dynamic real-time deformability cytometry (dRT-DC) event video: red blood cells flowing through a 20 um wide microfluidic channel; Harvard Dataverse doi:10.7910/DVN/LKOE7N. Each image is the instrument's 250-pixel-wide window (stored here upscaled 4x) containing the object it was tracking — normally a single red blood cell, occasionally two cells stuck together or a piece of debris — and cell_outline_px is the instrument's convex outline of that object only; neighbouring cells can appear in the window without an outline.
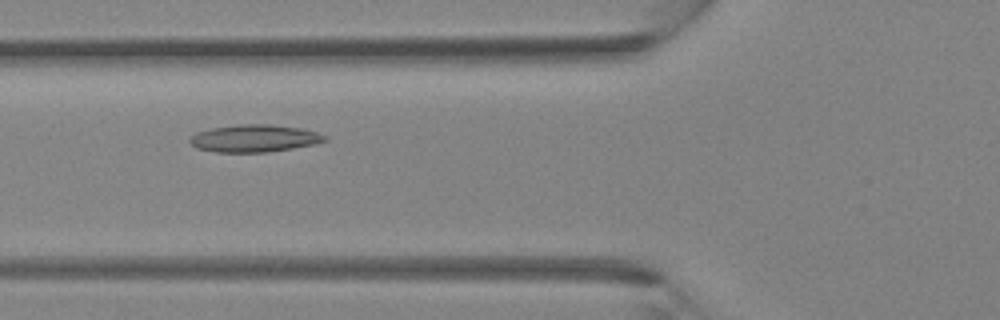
{"species": "Egyptian fruit bat (a non-hibernating species)", "species_latin": "Rousettus aegyptiacus", "temperature_condition": "room temperature", "stored_images_in_passage": 39, "camera_frame_rate_fps": 3000, "um_per_image_px": 0.085, "animal": {"sex": "female"}, "frame": {"image": 1, "passage_image": 14, "time_ms": 4.333, "image_size_px": [1000, 320], "cell_outline_px": [[328, 140], [316, 144], [268, 152], [216, 152], [196, 148], [188, 140], [196, 132], [212, 128], [240, 124], [268, 124], [300, 128], [316, 132], [328, 136]], "centroid_in_image_um": [21.64, 11.76], "position_along_channel_um": 104.2, "area_um2": 21.5}}
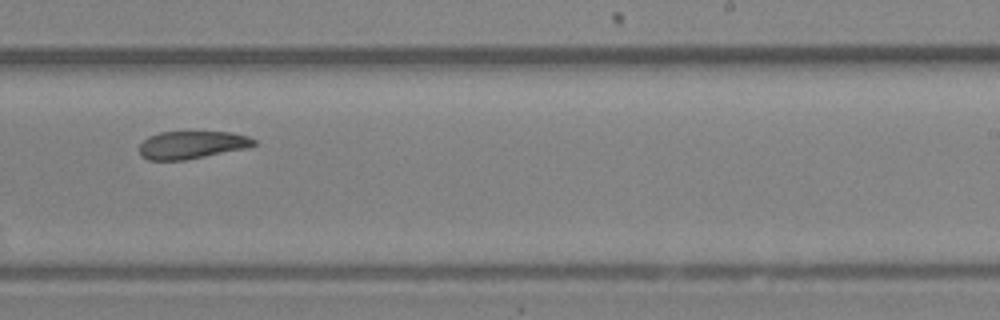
{"frame": {"image": 2, "passage_image": 24, "time_ms": 7.667, "image_size_px": [1000, 320], "cell_outline_px": [[256, 144], [248, 148], [184, 160], [148, 160], [140, 156], [140, 144], [148, 136], [160, 132], [232, 132], [248, 136], [256, 140]], "centroid_in_image_um": [16.31, 12.31], "position_along_channel_um": 272.7, "area_um2": 18.55}}
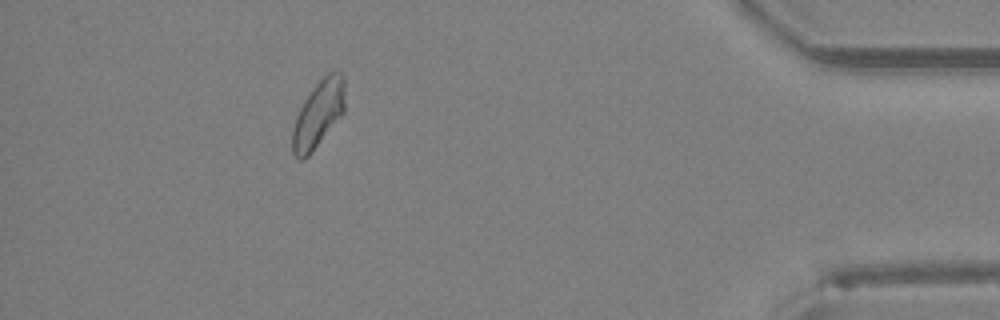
{"frame": {"image": 3, "passage_image": 35, "time_ms": 11.333, "image_size_px": [1000, 320], "cell_outline_px": [[344, 112], [312, 152], [304, 160], [296, 160], [292, 152], [292, 128], [296, 116], [304, 100], [312, 88], [328, 72], [340, 72], [344, 76]], "centroid_in_image_um": [27.03, 9.72], "position_along_channel_um": 408.2, "area_um2": 20.46}}